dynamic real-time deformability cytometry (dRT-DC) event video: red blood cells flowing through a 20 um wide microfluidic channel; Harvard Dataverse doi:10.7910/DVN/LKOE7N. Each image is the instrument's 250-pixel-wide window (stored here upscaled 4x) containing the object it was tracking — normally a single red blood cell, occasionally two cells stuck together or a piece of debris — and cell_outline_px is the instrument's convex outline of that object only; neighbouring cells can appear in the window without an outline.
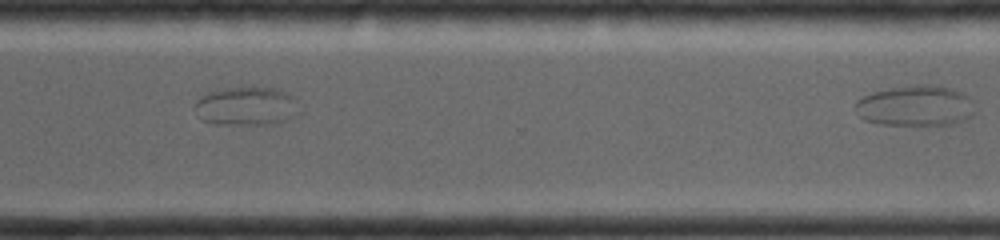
{"species": "common noctule bat (a hibernating species)", "species_latin": "Nyctalus noctula", "temperature_condition": "room temperature", "stored_images_in_passage": 31, "segment_of_instrument_passage": [2, 2], "camera_frame_rate_fps": 4000, "um_per_image_px": 0.085, "animal": {"sex": "female", "body_mass_g": 19.0, "forearm_length_mm": 56.7}, "frame": {"image": 1, "passage_image": 31, "time_ms": 7.0, "image_size_px": [1000, 240], "cell_outline_px": [[972, 116], [956, 124], [880, 124], [864, 120], [860, 116], [856, 108], [856, 100], [872, 92], [892, 88], [948, 88], [960, 92], [968, 96]], "centroid_in_image_um": [77.75, 9.05], "position_along_channel_um": 292.9, "area_um2": 26.7}}